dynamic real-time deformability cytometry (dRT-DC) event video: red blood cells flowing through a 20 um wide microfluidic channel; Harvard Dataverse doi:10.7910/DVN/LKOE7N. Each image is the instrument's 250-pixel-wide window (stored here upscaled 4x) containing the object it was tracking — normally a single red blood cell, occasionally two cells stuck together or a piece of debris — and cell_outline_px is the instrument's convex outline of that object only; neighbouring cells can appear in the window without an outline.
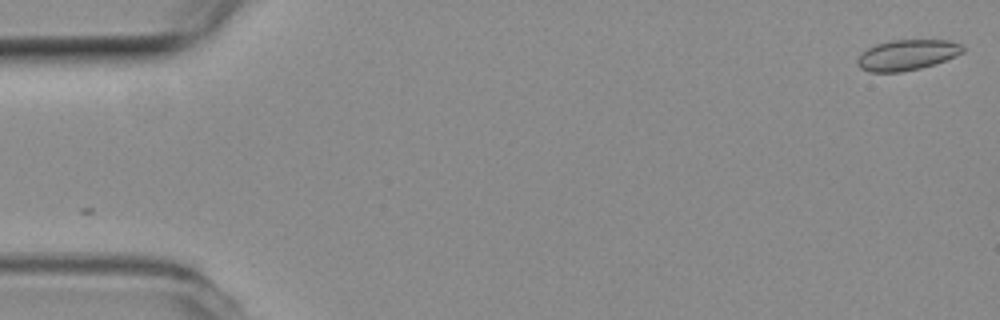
{"species": "common noctule bat (a hibernating species)", "species_latin": "Nyctalus noctula", "temperature_condition": "room temperature", "stored_images_in_passage": 54, "camera_frame_rate_fps": 3000, "um_per_image_px": 0.085, "animal": {"sex": "female", "body_mass_g": 19.3, "forearm_length_mm": 54.1}, "frame": {"image": 1, "passage_image": 1, "time_ms": 0.0, "image_size_px": [1000, 320], "cell_outline_px": [[964, 52], [956, 56], [920, 68], [900, 72], [868, 72], [860, 68], [856, 64], [856, 60], [868, 48], [876, 44], [892, 40], [948, 40], [960, 44], [964, 48]], "centroid_in_image_um": [77.08, 4.67], "position_along_channel_um": 7.9, "area_um2": 18.61}}
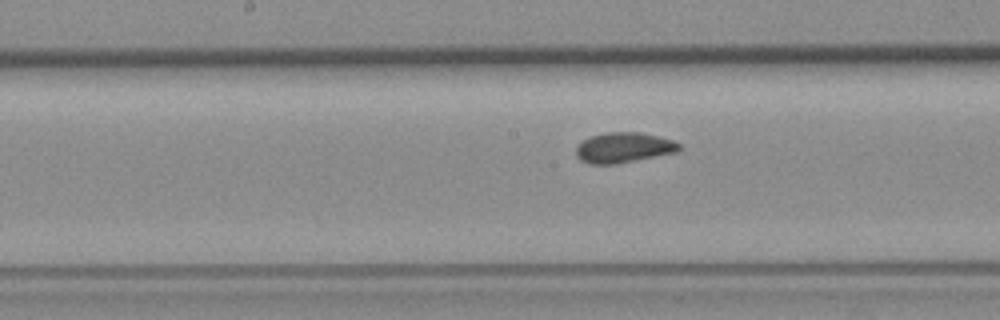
{"frame": {"image": 2, "passage_image": 27, "time_ms": 8.667, "image_size_px": [1000, 320], "cell_outline_px": [[680, 148], [676, 152], [616, 164], [588, 164], [580, 160], [576, 156], [576, 148], [584, 140], [592, 136], [604, 132], [640, 132], [672, 140], [680, 144]], "centroid_in_image_um": [52.98, 12.55], "position_along_channel_um": 195.2, "area_um2": 18.03}}
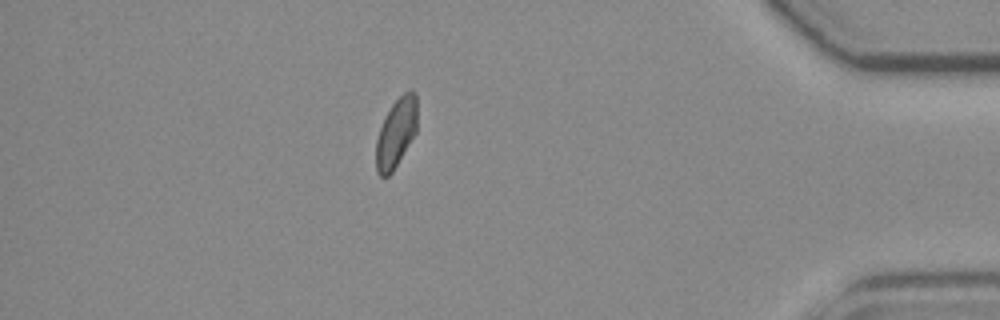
{"frame": {"image": 3, "passage_image": 47, "time_ms": 15.333, "image_size_px": [1000, 320], "cell_outline_px": [[416, 132], [392, 172], [388, 176], [380, 176], [376, 172], [376, 140], [380, 128], [392, 104], [408, 88], [412, 88], [416, 92]], "centroid_in_image_um": [33.67, 11.27], "position_along_channel_um": 401.5, "area_um2": 16.42}, "authors_computed_cell_mechanics": {"area_um2": 18.0625, "velocity_mm_per_s": 3.7836, "shape_relaxation_time_tau1_ms": 7.6192, "shape_relaxation_time_tau2_ms": null, "deformation_change_tau1": 0.1018, "deformation_change_tau2": null}}